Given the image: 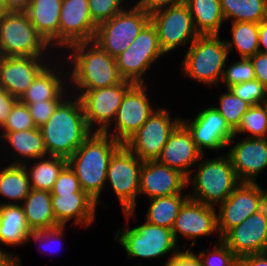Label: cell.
<instances>
[{
	"mask_svg": "<svg viewBox=\"0 0 267 266\" xmlns=\"http://www.w3.org/2000/svg\"><path fill=\"white\" fill-rule=\"evenodd\" d=\"M74 96L65 97L39 128L48 155L68 159L91 134L80 98Z\"/></svg>",
	"mask_w": 267,
	"mask_h": 266,
	"instance_id": "1",
	"label": "cell"
},
{
	"mask_svg": "<svg viewBox=\"0 0 267 266\" xmlns=\"http://www.w3.org/2000/svg\"><path fill=\"white\" fill-rule=\"evenodd\" d=\"M121 145V142L110 135L92 132L67 159V164L75 172L81 189L97 204L107 181L111 156Z\"/></svg>",
	"mask_w": 267,
	"mask_h": 266,
	"instance_id": "2",
	"label": "cell"
},
{
	"mask_svg": "<svg viewBox=\"0 0 267 266\" xmlns=\"http://www.w3.org/2000/svg\"><path fill=\"white\" fill-rule=\"evenodd\" d=\"M70 54L66 58L71 61V86L78 91L94 90L110 87L120 83L123 79L118 72L116 59L101 49L93 41L81 42L67 48Z\"/></svg>",
	"mask_w": 267,
	"mask_h": 266,
	"instance_id": "3",
	"label": "cell"
},
{
	"mask_svg": "<svg viewBox=\"0 0 267 266\" xmlns=\"http://www.w3.org/2000/svg\"><path fill=\"white\" fill-rule=\"evenodd\" d=\"M225 155L208 160L202 155L195 174L187 178V185L192 183L195 189L192 195L189 193L190 199L215 207L234 191L240 182L230 158Z\"/></svg>",
	"mask_w": 267,
	"mask_h": 266,
	"instance_id": "4",
	"label": "cell"
},
{
	"mask_svg": "<svg viewBox=\"0 0 267 266\" xmlns=\"http://www.w3.org/2000/svg\"><path fill=\"white\" fill-rule=\"evenodd\" d=\"M219 36L199 35L190 44L181 64L186 76L204 85L220 83L229 53Z\"/></svg>",
	"mask_w": 267,
	"mask_h": 266,
	"instance_id": "5",
	"label": "cell"
},
{
	"mask_svg": "<svg viewBox=\"0 0 267 266\" xmlns=\"http://www.w3.org/2000/svg\"><path fill=\"white\" fill-rule=\"evenodd\" d=\"M49 47L25 11H8L0 17V48L4 56L45 57Z\"/></svg>",
	"mask_w": 267,
	"mask_h": 266,
	"instance_id": "6",
	"label": "cell"
},
{
	"mask_svg": "<svg viewBox=\"0 0 267 266\" xmlns=\"http://www.w3.org/2000/svg\"><path fill=\"white\" fill-rule=\"evenodd\" d=\"M96 28L93 42L113 58L124 52L150 22L148 15L136 3Z\"/></svg>",
	"mask_w": 267,
	"mask_h": 266,
	"instance_id": "7",
	"label": "cell"
},
{
	"mask_svg": "<svg viewBox=\"0 0 267 266\" xmlns=\"http://www.w3.org/2000/svg\"><path fill=\"white\" fill-rule=\"evenodd\" d=\"M117 231L115 240L119 241L131 258H159L163 255L177 254L179 246L174 240L172 230L166 227L158 226L145 222L134 228L126 226Z\"/></svg>",
	"mask_w": 267,
	"mask_h": 266,
	"instance_id": "8",
	"label": "cell"
},
{
	"mask_svg": "<svg viewBox=\"0 0 267 266\" xmlns=\"http://www.w3.org/2000/svg\"><path fill=\"white\" fill-rule=\"evenodd\" d=\"M142 163V160L122 144L113 153L108 164L106 180L111 184L127 218L135 213Z\"/></svg>",
	"mask_w": 267,
	"mask_h": 266,
	"instance_id": "9",
	"label": "cell"
},
{
	"mask_svg": "<svg viewBox=\"0 0 267 266\" xmlns=\"http://www.w3.org/2000/svg\"><path fill=\"white\" fill-rule=\"evenodd\" d=\"M134 85L127 80L104 88L94 90H83L74 93L80 98L84 110V116L88 128L92 131L93 126H97L92 132H110V126L115 120L118 108L125 96V93ZM80 92V93H79ZM79 94V95H78ZM112 123V124H111Z\"/></svg>",
	"mask_w": 267,
	"mask_h": 266,
	"instance_id": "10",
	"label": "cell"
},
{
	"mask_svg": "<svg viewBox=\"0 0 267 266\" xmlns=\"http://www.w3.org/2000/svg\"><path fill=\"white\" fill-rule=\"evenodd\" d=\"M164 54L155 27L149 22L129 47L115 58L120 77L134 84H145V72Z\"/></svg>",
	"mask_w": 267,
	"mask_h": 266,
	"instance_id": "11",
	"label": "cell"
},
{
	"mask_svg": "<svg viewBox=\"0 0 267 266\" xmlns=\"http://www.w3.org/2000/svg\"><path fill=\"white\" fill-rule=\"evenodd\" d=\"M181 118L171 119L165 108H157L123 144L140 160H156Z\"/></svg>",
	"mask_w": 267,
	"mask_h": 266,
	"instance_id": "12",
	"label": "cell"
},
{
	"mask_svg": "<svg viewBox=\"0 0 267 266\" xmlns=\"http://www.w3.org/2000/svg\"><path fill=\"white\" fill-rule=\"evenodd\" d=\"M162 51L167 54L176 47L192 44L199 36L186 4L172 6L150 15Z\"/></svg>",
	"mask_w": 267,
	"mask_h": 266,
	"instance_id": "13",
	"label": "cell"
},
{
	"mask_svg": "<svg viewBox=\"0 0 267 266\" xmlns=\"http://www.w3.org/2000/svg\"><path fill=\"white\" fill-rule=\"evenodd\" d=\"M181 122L188 128L198 150L204 155V148L220 151L234 142L235 131L229 126L215 107L198 112L193 120Z\"/></svg>",
	"mask_w": 267,
	"mask_h": 266,
	"instance_id": "14",
	"label": "cell"
},
{
	"mask_svg": "<svg viewBox=\"0 0 267 266\" xmlns=\"http://www.w3.org/2000/svg\"><path fill=\"white\" fill-rule=\"evenodd\" d=\"M144 84H134L123 97L114 122V132H104L122 144L133 135L154 112Z\"/></svg>",
	"mask_w": 267,
	"mask_h": 266,
	"instance_id": "15",
	"label": "cell"
},
{
	"mask_svg": "<svg viewBox=\"0 0 267 266\" xmlns=\"http://www.w3.org/2000/svg\"><path fill=\"white\" fill-rule=\"evenodd\" d=\"M97 25L89 11L88 0H62L59 20V48L93 41Z\"/></svg>",
	"mask_w": 267,
	"mask_h": 266,
	"instance_id": "16",
	"label": "cell"
},
{
	"mask_svg": "<svg viewBox=\"0 0 267 266\" xmlns=\"http://www.w3.org/2000/svg\"><path fill=\"white\" fill-rule=\"evenodd\" d=\"M258 197L259 185L257 182H240L228 198L219 204L217 211L219 239L231 228L257 212Z\"/></svg>",
	"mask_w": 267,
	"mask_h": 266,
	"instance_id": "17",
	"label": "cell"
},
{
	"mask_svg": "<svg viewBox=\"0 0 267 266\" xmlns=\"http://www.w3.org/2000/svg\"><path fill=\"white\" fill-rule=\"evenodd\" d=\"M176 243L178 234L184 238L194 239L191 246L196 245L197 238L218 234L217 212L215 207L188 198L180 208L172 227Z\"/></svg>",
	"mask_w": 267,
	"mask_h": 266,
	"instance_id": "18",
	"label": "cell"
},
{
	"mask_svg": "<svg viewBox=\"0 0 267 266\" xmlns=\"http://www.w3.org/2000/svg\"><path fill=\"white\" fill-rule=\"evenodd\" d=\"M45 58L4 56L0 65V87L19 99L37 75L50 64Z\"/></svg>",
	"mask_w": 267,
	"mask_h": 266,
	"instance_id": "19",
	"label": "cell"
},
{
	"mask_svg": "<svg viewBox=\"0 0 267 266\" xmlns=\"http://www.w3.org/2000/svg\"><path fill=\"white\" fill-rule=\"evenodd\" d=\"M202 155L190 131L180 122L170 134L156 161L179 171L188 178L193 171L190 167L198 163Z\"/></svg>",
	"mask_w": 267,
	"mask_h": 266,
	"instance_id": "20",
	"label": "cell"
},
{
	"mask_svg": "<svg viewBox=\"0 0 267 266\" xmlns=\"http://www.w3.org/2000/svg\"><path fill=\"white\" fill-rule=\"evenodd\" d=\"M187 178L179 171L169 168L156 160L143 161L140 172L139 195L148 198L183 193Z\"/></svg>",
	"mask_w": 267,
	"mask_h": 266,
	"instance_id": "21",
	"label": "cell"
},
{
	"mask_svg": "<svg viewBox=\"0 0 267 266\" xmlns=\"http://www.w3.org/2000/svg\"><path fill=\"white\" fill-rule=\"evenodd\" d=\"M239 182L255 183L258 173L267 168V138L242 139L226 153Z\"/></svg>",
	"mask_w": 267,
	"mask_h": 266,
	"instance_id": "22",
	"label": "cell"
},
{
	"mask_svg": "<svg viewBox=\"0 0 267 266\" xmlns=\"http://www.w3.org/2000/svg\"><path fill=\"white\" fill-rule=\"evenodd\" d=\"M267 239V218L256 212L231 228L221 240L238 257L261 253Z\"/></svg>",
	"mask_w": 267,
	"mask_h": 266,
	"instance_id": "23",
	"label": "cell"
},
{
	"mask_svg": "<svg viewBox=\"0 0 267 266\" xmlns=\"http://www.w3.org/2000/svg\"><path fill=\"white\" fill-rule=\"evenodd\" d=\"M52 210L58 226L73 218L75 225L88 227L96 215L97 202L87 193L51 194Z\"/></svg>",
	"mask_w": 267,
	"mask_h": 266,
	"instance_id": "24",
	"label": "cell"
},
{
	"mask_svg": "<svg viewBox=\"0 0 267 266\" xmlns=\"http://www.w3.org/2000/svg\"><path fill=\"white\" fill-rule=\"evenodd\" d=\"M61 5L62 0H31L25 10L37 32L50 46L56 44L54 47H59Z\"/></svg>",
	"mask_w": 267,
	"mask_h": 266,
	"instance_id": "25",
	"label": "cell"
},
{
	"mask_svg": "<svg viewBox=\"0 0 267 266\" xmlns=\"http://www.w3.org/2000/svg\"><path fill=\"white\" fill-rule=\"evenodd\" d=\"M32 231L28 227L23 208L15 202L0 204V243L19 246L29 242Z\"/></svg>",
	"mask_w": 267,
	"mask_h": 266,
	"instance_id": "26",
	"label": "cell"
},
{
	"mask_svg": "<svg viewBox=\"0 0 267 266\" xmlns=\"http://www.w3.org/2000/svg\"><path fill=\"white\" fill-rule=\"evenodd\" d=\"M20 205L32 232L58 227L52 210L51 192L31 189Z\"/></svg>",
	"mask_w": 267,
	"mask_h": 266,
	"instance_id": "27",
	"label": "cell"
},
{
	"mask_svg": "<svg viewBox=\"0 0 267 266\" xmlns=\"http://www.w3.org/2000/svg\"><path fill=\"white\" fill-rule=\"evenodd\" d=\"M48 64L34 79L29 88L18 99L19 102H41L63 100L66 97V81ZM52 67V68H51ZM55 71V72H54ZM58 74V75H57ZM61 78V79H60ZM64 82V83H63ZM64 84V85H63ZM66 89V90H65ZM63 96V97H62Z\"/></svg>",
	"mask_w": 267,
	"mask_h": 266,
	"instance_id": "28",
	"label": "cell"
},
{
	"mask_svg": "<svg viewBox=\"0 0 267 266\" xmlns=\"http://www.w3.org/2000/svg\"><path fill=\"white\" fill-rule=\"evenodd\" d=\"M185 4L199 35H220L225 22L220 0H186Z\"/></svg>",
	"mask_w": 267,
	"mask_h": 266,
	"instance_id": "29",
	"label": "cell"
},
{
	"mask_svg": "<svg viewBox=\"0 0 267 266\" xmlns=\"http://www.w3.org/2000/svg\"><path fill=\"white\" fill-rule=\"evenodd\" d=\"M18 160V161H17ZM15 159L12 164H23L28 174L30 187L35 190H42L51 192L54 183L58 178L59 173L67 165V159L59 156L47 155L36 159V163L32 168H27L26 162ZM39 162H38V161Z\"/></svg>",
	"mask_w": 267,
	"mask_h": 266,
	"instance_id": "30",
	"label": "cell"
},
{
	"mask_svg": "<svg viewBox=\"0 0 267 266\" xmlns=\"http://www.w3.org/2000/svg\"><path fill=\"white\" fill-rule=\"evenodd\" d=\"M1 138L6 140L11 148H14L16 155H21V159L36 160L48 155L42 133L39 128L21 130L15 132H2Z\"/></svg>",
	"mask_w": 267,
	"mask_h": 266,
	"instance_id": "31",
	"label": "cell"
},
{
	"mask_svg": "<svg viewBox=\"0 0 267 266\" xmlns=\"http://www.w3.org/2000/svg\"><path fill=\"white\" fill-rule=\"evenodd\" d=\"M188 198L187 193L151 198L145 221L172 229L180 208Z\"/></svg>",
	"mask_w": 267,
	"mask_h": 266,
	"instance_id": "32",
	"label": "cell"
},
{
	"mask_svg": "<svg viewBox=\"0 0 267 266\" xmlns=\"http://www.w3.org/2000/svg\"><path fill=\"white\" fill-rule=\"evenodd\" d=\"M225 20L259 24L267 18V0H220Z\"/></svg>",
	"mask_w": 267,
	"mask_h": 266,
	"instance_id": "33",
	"label": "cell"
},
{
	"mask_svg": "<svg viewBox=\"0 0 267 266\" xmlns=\"http://www.w3.org/2000/svg\"><path fill=\"white\" fill-rule=\"evenodd\" d=\"M31 190L28 174L23 164H10L0 171V195L24 201Z\"/></svg>",
	"mask_w": 267,
	"mask_h": 266,
	"instance_id": "34",
	"label": "cell"
},
{
	"mask_svg": "<svg viewBox=\"0 0 267 266\" xmlns=\"http://www.w3.org/2000/svg\"><path fill=\"white\" fill-rule=\"evenodd\" d=\"M232 39L225 41L228 53L235 47L241 58H251L257 52L258 47V24L253 22H234L231 28Z\"/></svg>",
	"mask_w": 267,
	"mask_h": 266,
	"instance_id": "35",
	"label": "cell"
},
{
	"mask_svg": "<svg viewBox=\"0 0 267 266\" xmlns=\"http://www.w3.org/2000/svg\"><path fill=\"white\" fill-rule=\"evenodd\" d=\"M234 131L235 136L249 132L248 138H267V105L251 106Z\"/></svg>",
	"mask_w": 267,
	"mask_h": 266,
	"instance_id": "36",
	"label": "cell"
},
{
	"mask_svg": "<svg viewBox=\"0 0 267 266\" xmlns=\"http://www.w3.org/2000/svg\"><path fill=\"white\" fill-rule=\"evenodd\" d=\"M226 90L227 93L220 95V105L215 106V109L221 114L229 126L235 130L239 126L242 116L251 105L234 95L229 89Z\"/></svg>",
	"mask_w": 267,
	"mask_h": 266,
	"instance_id": "37",
	"label": "cell"
},
{
	"mask_svg": "<svg viewBox=\"0 0 267 266\" xmlns=\"http://www.w3.org/2000/svg\"><path fill=\"white\" fill-rule=\"evenodd\" d=\"M218 240L209 254L205 251L196 253L202 266H238V257L221 239Z\"/></svg>",
	"mask_w": 267,
	"mask_h": 266,
	"instance_id": "38",
	"label": "cell"
},
{
	"mask_svg": "<svg viewBox=\"0 0 267 266\" xmlns=\"http://www.w3.org/2000/svg\"><path fill=\"white\" fill-rule=\"evenodd\" d=\"M228 89L251 106L267 102V88L256 79L230 86Z\"/></svg>",
	"mask_w": 267,
	"mask_h": 266,
	"instance_id": "39",
	"label": "cell"
},
{
	"mask_svg": "<svg viewBox=\"0 0 267 266\" xmlns=\"http://www.w3.org/2000/svg\"><path fill=\"white\" fill-rule=\"evenodd\" d=\"M223 71L222 82H225L226 89L230 86L243 82L255 80V72L249 58H240Z\"/></svg>",
	"mask_w": 267,
	"mask_h": 266,
	"instance_id": "40",
	"label": "cell"
},
{
	"mask_svg": "<svg viewBox=\"0 0 267 266\" xmlns=\"http://www.w3.org/2000/svg\"><path fill=\"white\" fill-rule=\"evenodd\" d=\"M34 128L37 127L35 126L28 106L18 101L0 130H4L2 132H15Z\"/></svg>",
	"mask_w": 267,
	"mask_h": 266,
	"instance_id": "41",
	"label": "cell"
},
{
	"mask_svg": "<svg viewBox=\"0 0 267 266\" xmlns=\"http://www.w3.org/2000/svg\"><path fill=\"white\" fill-rule=\"evenodd\" d=\"M124 0H88L93 22L98 26L125 10ZM123 4V5H122Z\"/></svg>",
	"mask_w": 267,
	"mask_h": 266,
	"instance_id": "42",
	"label": "cell"
},
{
	"mask_svg": "<svg viewBox=\"0 0 267 266\" xmlns=\"http://www.w3.org/2000/svg\"><path fill=\"white\" fill-rule=\"evenodd\" d=\"M86 193L81 189L75 172L67 164L59 173L51 194Z\"/></svg>",
	"mask_w": 267,
	"mask_h": 266,
	"instance_id": "43",
	"label": "cell"
},
{
	"mask_svg": "<svg viewBox=\"0 0 267 266\" xmlns=\"http://www.w3.org/2000/svg\"><path fill=\"white\" fill-rule=\"evenodd\" d=\"M62 100H48L41 102H21L28 106L35 126L40 128L53 115L56 107Z\"/></svg>",
	"mask_w": 267,
	"mask_h": 266,
	"instance_id": "44",
	"label": "cell"
},
{
	"mask_svg": "<svg viewBox=\"0 0 267 266\" xmlns=\"http://www.w3.org/2000/svg\"><path fill=\"white\" fill-rule=\"evenodd\" d=\"M65 226H58L56 228H52V229H48V230H39V231H34L32 232V234L29 236L28 240H34V241H38L39 243H41L42 247H46L45 251H49L51 252V250H53L50 246L51 242H54L55 244L58 243L60 244L61 242H59V240H62V236L64 235V230H65ZM60 246V245H59ZM58 250V249H57ZM52 254V253H51Z\"/></svg>",
	"mask_w": 267,
	"mask_h": 266,
	"instance_id": "45",
	"label": "cell"
},
{
	"mask_svg": "<svg viewBox=\"0 0 267 266\" xmlns=\"http://www.w3.org/2000/svg\"><path fill=\"white\" fill-rule=\"evenodd\" d=\"M186 0H139L136 4L148 15H152L160 10L185 4Z\"/></svg>",
	"mask_w": 267,
	"mask_h": 266,
	"instance_id": "46",
	"label": "cell"
},
{
	"mask_svg": "<svg viewBox=\"0 0 267 266\" xmlns=\"http://www.w3.org/2000/svg\"><path fill=\"white\" fill-rule=\"evenodd\" d=\"M164 266H202L197 255L189 248L186 251L178 252L167 259Z\"/></svg>",
	"mask_w": 267,
	"mask_h": 266,
	"instance_id": "47",
	"label": "cell"
},
{
	"mask_svg": "<svg viewBox=\"0 0 267 266\" xmlns=\"http://www.w3.org/2000/svg\"><path fill=\"white\" fill-rule=\"evenodd\" d=\"M255 72V79L267 88V54L257 52L249 58Z\"/></svg>",
	"mask_w": 267,
	"mask_h": 266,
	"instance_id": "48",
	"label": "cell"
},
{
	"mask_svg": "<svg viewBox=\"0 0 267 266\" xmlns=\"http://www.w3.org/2000/svg\"><path fill=\"white\" fill-rule=\"evenodd\" d=\"M19 100L13 97L9 92L0 87V128L5 124L14 105Z\"/></svg>",
	"mask_w": 267,
	"mask_h": 266,
	"instance_id": "49",
	"label": "cell"
},
{
	"mask_svg": "<svg viewBox=\"0 0 267 266\" xmlns=\"http://www.w3.org/2000/svg\"><path fill=\"white\" fill-rule=\"evenodd\" d=\"M238 266H267V259L260 253L238 258Z\"/></svg>",
	"mask_w": 267,
	"mask_h": 266,
	"instance_id": "50",
	"label": "cell"
},
{
	"mask_svg": "<svg viewBox=\"0 0 267 266\" xmlns=\"http://www.w3.org/2000/svg\"><path fill=\"white\" fill-rule=\"evenodd\" d=\"M258 31L259 52L267 54V18L258 24ZM261 47H263V49Z\"/></svg>",
	"mask_w": 267,
	"mask_h": 266,
	"instance_id": "51",
	"label": "cell"
},
{
	"mask_svg": "<svg viewBox=\"0 0 267 266\" xmlns=\"http://www.w3.org/2000/svg\"><path fill=\"white\" fill-rule=\"evenodd\" d=\"M0 249V266H21V261L18 255L13 257V254Z\"/></svg>",
	"mask_w": 267,
	"mask_h": 266,
	"instance_id": "52",
	"label": "cell"
},
{
	"mask_svg": "<svg viewBox=\"0 0 267 266\" xmlns=\"http://www.w3.org/2000/svg\"><path fill=\"white\" fill-rule=\"evenodd\" d=\"M31 0H4L8 11H25Z\"/></svg>",
	"mask_w": 267,
	"mask_h": 266,
	"instance_id": "53",
	"label": "cell"
},
{
	"mask_svg": "<svg viewBox=\"0 0 267 266\" xmlns=\"http://www.w3.org/2000/svg\"><path fill=\"white\" fill-rule=\"evenodd\" d=\"M259 185V197L257 201V212L267 218V189L263 190Z\"/></svg>",
	"mask_w": 267,
	"mask_h": 266,
	"instance_id": "54",
	"label": "cell"
},
{
	"mask_svg": "<svg viewBox=\"0 0 267 266\" xmlns=\"http://www.w3.org/2000/svg\"><path fill=\"white\" fill-rule=\"evenodd\" d=\"M7 12H8V9L6 8V4L4 0H0V17L3 16Z\"/></svg>",
	"mask_w": 267,
	"mask_h": 266,
	"instance_id": "55",
	"label": "cell"
},
{
	"mask_svg": "<svg viewBox=\"0 0 267 266\" xmlns=\"http://www.w3.org/2000/svg\"><path fill=\"white\" fill-rule=\"evenodd\" d=\"M260 254H262L267 259V239Z\"/></svg>",
	"mask_w": 267,
	"mask_h": 266,
	"instance_id": "56",
	"label": "cell"
},
{
	"mask_svg": "<svg viewBox=\"0 0 267 266\" xmlns=\"http://www.w3.org/2000/svg\"><path fill=\"white\" fill-rule=\"evenodd\" d=\"M3 58H4V55H3L1 48H0V65H1Z\"/></svg>",
	"mask_w": 267,
	"mask_h": 266,
	"instance_id": "57",
	"label": "cell"
}]
</instances>
